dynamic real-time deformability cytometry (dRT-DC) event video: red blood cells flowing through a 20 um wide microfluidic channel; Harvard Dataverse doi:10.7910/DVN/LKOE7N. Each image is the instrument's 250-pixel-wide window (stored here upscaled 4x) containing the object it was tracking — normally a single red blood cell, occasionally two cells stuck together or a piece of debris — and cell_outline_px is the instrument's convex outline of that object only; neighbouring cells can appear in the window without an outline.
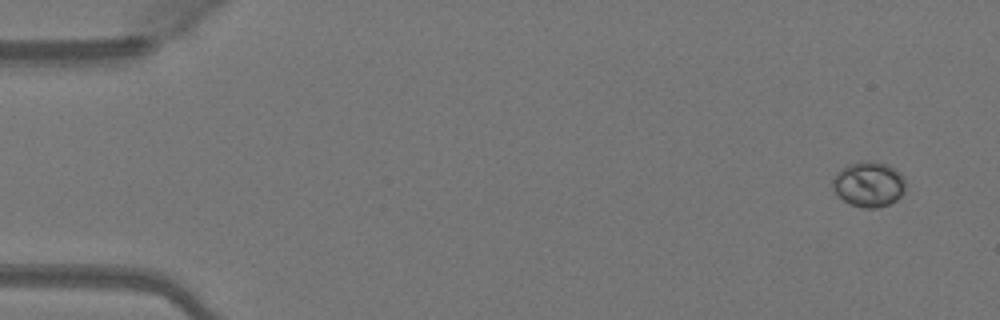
{"species": "Egyptian fruit bat (a non-hibernating species)", "species_latin": "Rousettus aegyptiacus", "temperature_condition": "warm", "stored_images_in_passage": 48, "camera_frame_rate_fps": 3000, "um_per_image_px": 0.085, "animal": {"sex": "female"}, "frame": {"image": 1, "passage_image": 1, "time_ms": 0.0, "image_size_px": [1000, 320], "cell_outline_px": [[904, 192], [896, 200], [888, 204], [876, 208], [864, 208], [848, 204], [832, 188], [832, 180], [836, 172], [848, 164], [860, 160], [876, 160], [888, 164], [904, 176]], "centroid_in_image_um": [73.83, 15.63], "position_along_channel_um": 11.2, "area_um2": 19.48}}
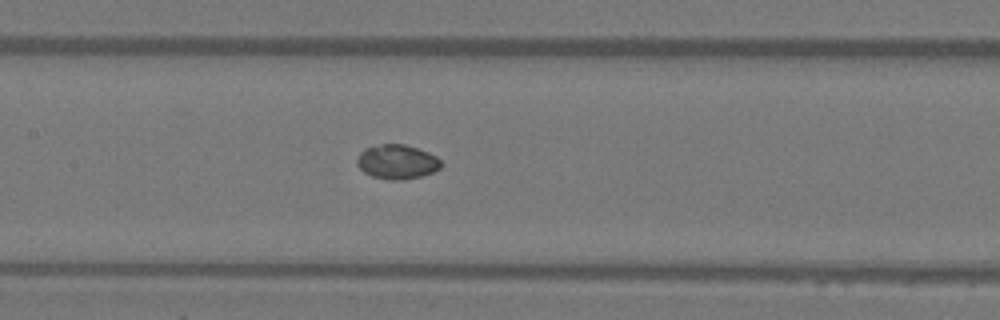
{"frame": {"image": 2, "passage_image": 22, "time_ms": 7.0, "image_size_px": [1000, 320], "cell_outline_px": [[444, 164], [440, 168], [432, 172], [420, 176], [404, 180], [388, 180], [372, 176], [364, 172], [356, 164], [356, 160], [360, 152], [364, 148], [380, 144], [404, 144], [428, 152], [436, 156]], "centroid_in_image_um": [33.74, 13.76], "position_along_channel_um": 173.7, "area_um2": 16.94}}
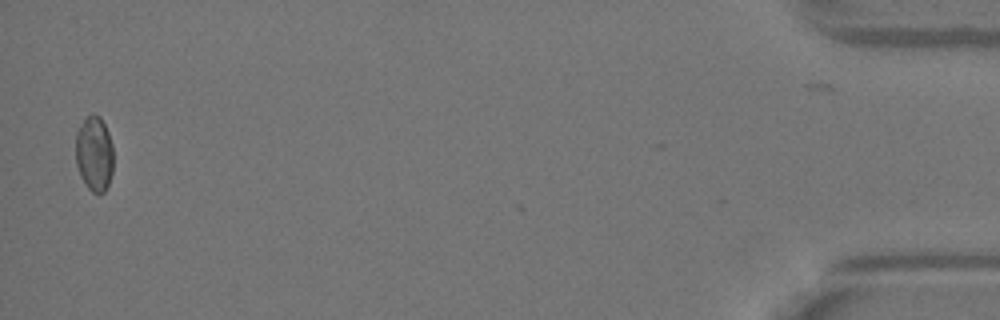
{"frame": {"image": 3, "passage_image": 47, "time_ms": 15.333, "image_size_px": [1000, 320], "cell_outline_px": [[112, 172], [108, 184], [104, 192], [92, 192], [84, 184], [80, 176], [76, 164], [76, 132], [84, 120], [92, 112], [100, 116], [108, 132], [112, 144]], "centroid_in_image_um": [8.0, 13.06], "position_along_channel_um": 427.2, "area_um2": 16.47}, "authors_computed_cell_mechanics": {"area_um2": 16.6753, "velocity_mm_per_s": 4.1151, "shape_relaxation_time_tau1_ms": null, "shape_relaxation_time_tau2_ms": 1.3001, "deformation_change_tau1": null, "deformation_change_tau2": 0.0189}}